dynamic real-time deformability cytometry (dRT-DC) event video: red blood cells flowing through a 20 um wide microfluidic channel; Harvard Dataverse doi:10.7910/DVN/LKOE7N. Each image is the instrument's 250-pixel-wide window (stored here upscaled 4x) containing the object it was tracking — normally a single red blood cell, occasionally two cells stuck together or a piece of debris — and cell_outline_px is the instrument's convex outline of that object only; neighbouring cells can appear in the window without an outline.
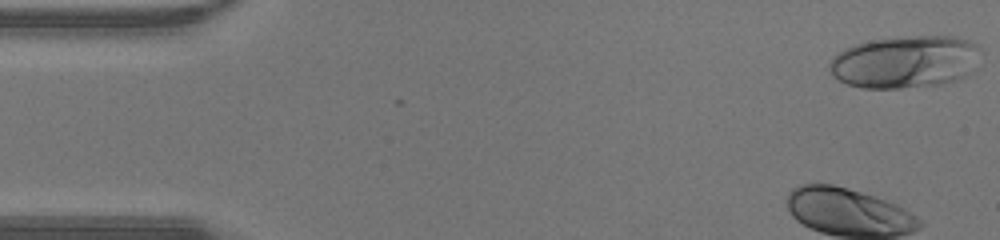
{"species": "human", "species_latin": "Homo sapiens", "temperature_condition": "warm", "stored_images_in_passage": 38, "camera_frame_rate_fps": 3000, "um_per_image_px": 0.085, "donor": {"sex": "male"}, "frame": {"image": 1, "passage_image": 1, "time_ms": 0.0, "image_size_px": [1000, 240], "cell_outline_px": [[984, 52], [964, 76], [940, 84], [900, 88], [864, 88], [848, 84], [832, 76], [828, 68], [828, 64], [844, 48], [856, 44], [872, 40], [916, 36], [952, 36], [968, 40], [980, 44]], "centroid_in_image_um": [76.95, 5.25], "position_along_channel_um": 8.0, "area_um2": 45.95}, "authors_computed_cell_mechanics": {"area_um2": 37.0498, "velocity_mm_per_s": 4.3968, "shape_relaxation_time_tau1_ms": 3.2618, "shape_relaxation_time_tau2_ms": null, "deformation_change_tau1": 0.1652, "deformation_change_tau2": null}}